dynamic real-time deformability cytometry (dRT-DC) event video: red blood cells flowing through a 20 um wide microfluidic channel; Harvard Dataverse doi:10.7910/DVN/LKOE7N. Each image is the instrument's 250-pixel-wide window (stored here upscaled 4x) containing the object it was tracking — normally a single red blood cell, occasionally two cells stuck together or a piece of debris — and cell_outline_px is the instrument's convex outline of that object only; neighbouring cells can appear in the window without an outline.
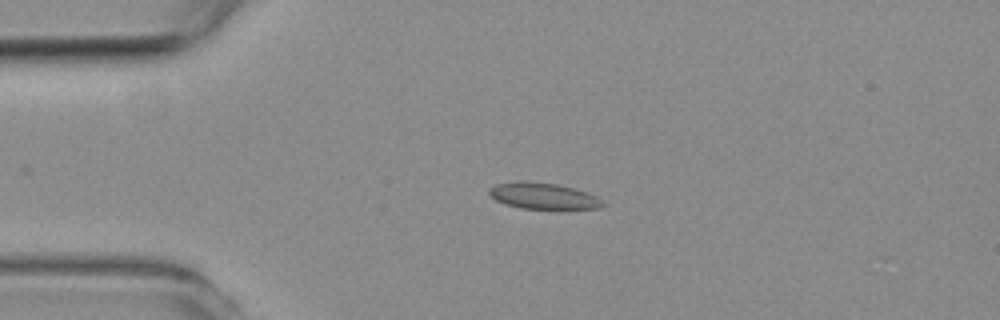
{"species": "common noctule bat (a hibernating species)", "species_latin": "Nyctalus noctula", "temperature_condition": "room temperature", "stored_images_in_passage": 2, "camera_frame_rate_fps": 3000, "um_per_image_px": 0.085, "animal": {"sex": "female", "body_mass_g": 19.3, "forearm_length_mm": 54.1}, "frame": {"image": 1, "passage_image": 1, "time_ms": 0.0, "image_size_px": [1000, 320], "cell_outline_px": [[608, 204], [600, 208], [520, 208], [504, 204], [496, 200], [488, 192], [488, 188], [496, 184], [520, 180], [524, 180], [556, 184], [576, 188], [588, 192], [604, 200]], "centroid_in_image_um": [46.2, 16.64], "position_along_channel_um": 38.8, "area_um2": 17.51}}